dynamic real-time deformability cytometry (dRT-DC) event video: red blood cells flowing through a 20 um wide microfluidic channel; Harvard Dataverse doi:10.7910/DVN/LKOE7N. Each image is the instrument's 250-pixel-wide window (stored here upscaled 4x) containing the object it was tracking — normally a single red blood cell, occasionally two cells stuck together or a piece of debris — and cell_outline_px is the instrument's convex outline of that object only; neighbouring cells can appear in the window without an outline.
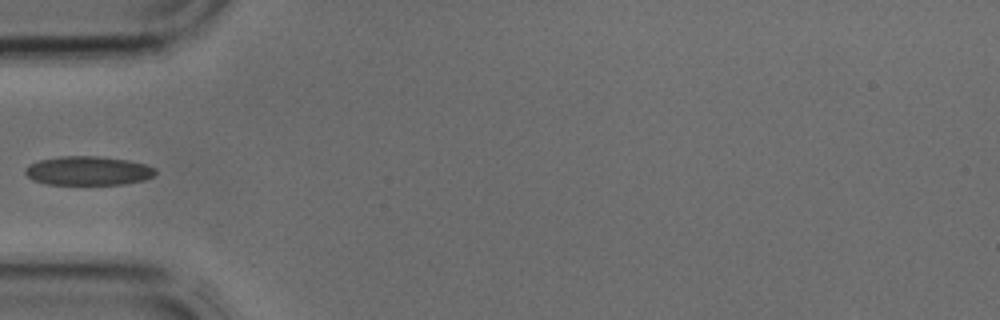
{"species": "common noctule bat (a hibernating species)", "species_latin": "Nyctalus noctula", "temperature_condition": "cold", "stored_images_in_passage": 4, "camera_frame_rate_fps": 3000, "um_per_image_px": 0.085, "animal": {"sex": "male", "body_mass_g": 17.9, "forearm_length_mm": 54.2}, "frame": {"image": 1, "passage_image": 4, "time_ms": 1.0, "image_size_px": [1000, 320], "cell_outline_px": [[156, 172], [152, 176], [144, 180], [120, 184], [48, 184], [32, 180], [24, 172], [24, 168], [28, 164], [40, 160], [60, 156], [100, 156], [128, 160], [144, 164], [156, 168]], "centroid_in_image_um": [7.46, 14.5], "position_along_channel_um": 77.5, "area_um2": 21.96}}